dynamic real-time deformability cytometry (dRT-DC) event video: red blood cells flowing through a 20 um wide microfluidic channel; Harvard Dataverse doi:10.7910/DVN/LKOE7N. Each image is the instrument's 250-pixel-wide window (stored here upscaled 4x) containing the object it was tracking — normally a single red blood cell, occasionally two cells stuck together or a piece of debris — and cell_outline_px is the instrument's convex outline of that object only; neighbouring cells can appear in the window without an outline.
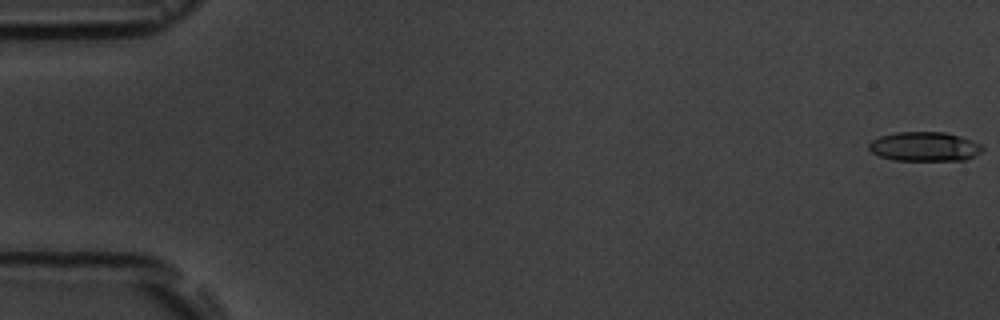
{"species": "common noctule bat (a hibernating species)", "species_latin": "Nyctalus noctula", "temperature_condition": "room temperature", "stored_images_in_passage": 6, "camera_frame_rate_fps": 3000, "um_per_image_px": 0.085, "animal": {"sex": "male", "body_mass_g": 19.5, "forearm_length_mm": 54.6}, "frame": {"image": 1, "passage_image": 1, "time_ms": 0.0, "image_size_px": [1000, 320], "cell_outline_px": [[984, 148], [980, 152], [964, 160], [892, 160], [880, 156], [872, 152], [868, 148], [868, 144], [872, 140], [880, 136], [896, 132], [944, 132], [960, 136], [972, 140], [980, 144]], "centroid_in_image_um": [78.56, 12.45], "position_along_channel_um": 6.4, "area_um2": 19.31}}